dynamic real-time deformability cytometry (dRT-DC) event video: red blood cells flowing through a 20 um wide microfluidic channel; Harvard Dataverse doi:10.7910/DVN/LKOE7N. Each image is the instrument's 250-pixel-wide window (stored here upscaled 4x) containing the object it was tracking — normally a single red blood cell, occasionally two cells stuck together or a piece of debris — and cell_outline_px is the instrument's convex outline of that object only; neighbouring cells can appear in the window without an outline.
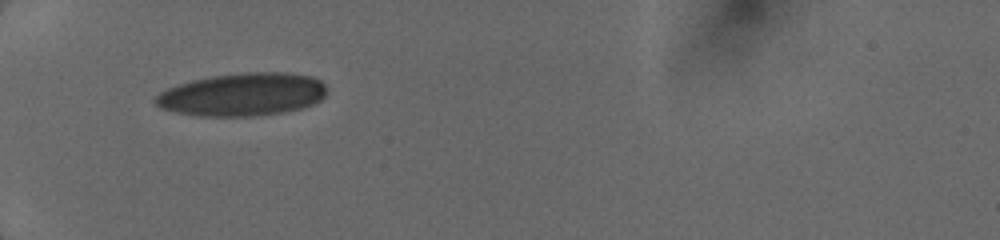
{"species": "human", "species_latin": "Homo sapiens", "temperature_condition": "cold", "stored_images_in_passage": 56, "camera_frame_rate_fps": 3000, "um_per_image_px": 0.085, "donor": {"sex": "female"}, "frame": {"image": 1, "passage_image": 1, "time_ms": 0.0, "image_size_px": [1000, 240], "cell_outline_px": [[324, 96], [320, 100], [312, 104], [300, 108], [280, 112], [248, 116], [196, 116], [176, 112], [160, 108], [152, 100], [160, 92], [168, 88], [192, 80], [212, 76], [244, 72], [288, 72], [312, 76], [320, 80], [324, 84]], "centroid_in_image_um": [20.58, 8.02], "position_along_channel_um": 64.4, "area_um2": 42.66}}
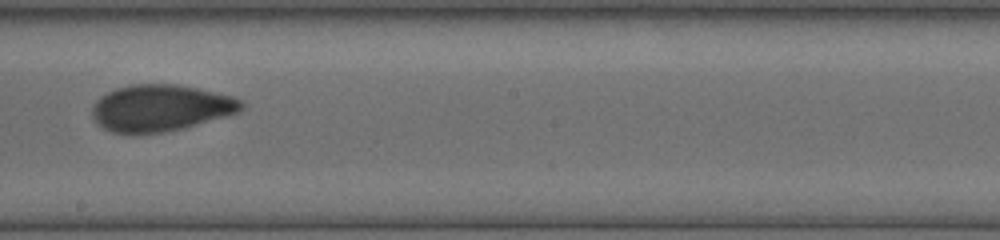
{"frame": {"image": 2, "passage_image": 26, "time_ms": 4.333, "image_size_px": [1000, 240], "cell_outline_px": [[244, 108], [236, 112], [224, 116], [184, 128], [164, 132], [112, 132], [104, 128], [92, 116], [92, 108], [96, 100], [100, 96], [116, 88], [132, 84], [176, 84], [216, 92], [232, 96], [244, 100]], "centroid_in_image_um": [13.66, 9.15], "position_along_channel_um": 234.5, "area_um2": 40.06}}
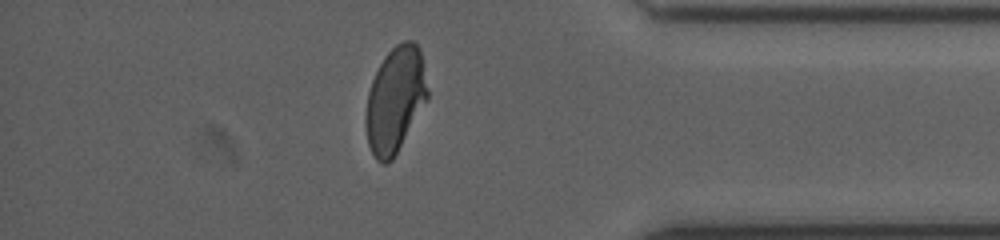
{"frame": {"image": 3, "passage_image": 42, "time_ms": 8.667, "image_size_px": [1000, 240], "cell_outline_px": [[428, 100], [392, 160], [388, 164], [380, 164], [376, 160], [368, 144], [364, 124], [364, 116], [368, 92], [372, 80], [384, 56], [396, 44], [404, 40], [412, 40], [420, 48], [428, 92]], "centroid_in_image_um": [33.57, 8.5], "position_along_channel_um": 401.6, "area_um2": 38.26}}